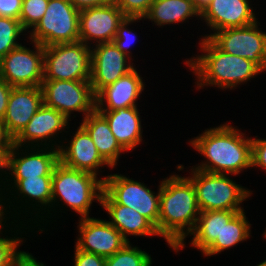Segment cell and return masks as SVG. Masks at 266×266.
<instances>
[{"label": "cell", "mask_w": 266, "mask_h": 266, "mask_svg": "<svg viewBox=\"0 0 266 266\" xmlns=\"http://www.w3.org/2000/svg\"><path fill=\"white\" fill-rule=\"evenodd\" d=\"M79 11L86 8L101 6L115 2V0H69Z\"/></svg>", "instance_id": "ab89813d"}, {"label": "cell", "mask_w": 266, "mask_h": 266, "mask_svg": "<svg viewBox=\"0 0 266 266\" xmlns=\"http://www.w3.org/2000/svg\"><path fill=\"white\" fill-rule=\"evenodd\" d=\"M128 242L121 250L106 258L105 266H152L149 253Z\"/></svg>", "instance_id": "f1b7e54d"}, {"label": "cell", "mask_w": 266, "mask_h": 266, "mask_svg": "<svg viewBox=\"0 0 266 266\" xmlns=\"http://www.w3.org/2000/svg\"><path fill=\"white\" fill-rule=\"evenodd\" d=\"M69 128L70 126L67 129L66 136L73 133L72 136H69L70 140L66 137L62 141L59 148L60 162L69 168L93 173L104 180L107 175L103 176L101 174L105 171H102L101 168L107 167L111 170L113 168L101 157L91 136L80 123L77 129H75L76 131L70 132Z\"/></svg>", "instance_id": "9a60e30c"}, {"label": "cell", "mask_w": 266, "mask_h": 266, "mask_svg": "<svg viewBox=\"0 0 266 266\" xmlns=\"http://www.w3.org/2000/svg\"><path fill=\"white\" fill-rule=\"evenodd\" d=\"M33 45H19L0 59V76L12 87L41 86L43 81L44 47L34 41Z\"/></svg>", "instance_id": "7c38bea8"}, {"label": "cell", "mask_w": 266, "mask_h": 266, "mask_svg": "<svg viewBox=\"0 0 266 266\" xmlns=\"http://www.w3.org/2000/svg\"><path fill=\"white\" fill-rule=\"evenodd\" d=\"M143 21L144 19L139 17H125L123 21L119 24L116 36L114 37L113 43L116 47L123 52L127 57H129L133 62L135 61L133 58L135 55H132L133 51H131V46L134 44L136 40H138V36L135 30H132L129 26L136 25L138 22Z\"/></svg>", "instance_id": "4dcf8cb0"}, {"label": "cell", "mask_w": 266, "mask_h": 266, "mask_svg": "<svg viewBox=\"0 0 266 266\" xmlns=\"http://www.w3.org/2000/svg\"><path fill=\"white\" fill-rule=\"evenodd\" d=\"M198 39L201 54L184 59L183 64L196 78L194 88L199 91L208 87L234 90L265 73L248 59L223 52L209 38Z\"/></svg>", "instance_id": "3957f363"}, {"label": "cell", "mask_w": 266, "mask_h": 266, "mask_svg": "<svg viewBox=\"0 0 266 266\" xmlns=\"http://www.w3.org/2000/svg\"><path fill=\"white\" fill-rule=\"evenodd\" d=\"M43 104L61 112L68 120L75 112L82 119L95 110V95L90 81L43 80Z\"/></svg>", "instance_id": "30bf717a"}, {"label": "cell", "mask_w": 266, "mask_h": 266, "mask_svg": "<svg viewBox=\"0 0 266 266\" xmlns=\"http://www.w3.org/2000/svg\"><path fill=\"white\" fill-rule=\"evenodd\" d=\"M79 14L69 0H49L41 20L28 33L26 40L43 47L79 41Z\"/></svg>", "instance_id": "9c48e42d"}, {"label": "cell", "mask_w": 266, "mask_h": 266, "mask_svg": "<svg viewBox=\"0 0 266 266\" xmlns=\"http://www.w3.org/2000/svg\"><path fill=\"white\" fill-rule=\"evenodd\" d=\"M59 162V149L12 144L5 156L4 179L52 176Z\"/></svg>", "instance_id": "4fadbf2b"}, {"label": "cell", "mask_w": 266, "mask_h": 266, "mask_svg": "<svg viewBox=\"0 0 266 266\" xmlns=\"http://www.w3.org/2000/svg\"><path fill=\"white\" fill-rule=\"evenodd\" d=\"M28 33L22 28L20 21L14 18L0 17V59L22 43ZM21 36V37H19ZM20 39V40H18Z\"/></svg>", "instance_id": "f546056e"}, {"label": "cell", "mask_w": 266, "mask_h": 266, "mask_svg": "<svg viewBox=\"0 0 266 266\" xmlns=\"http://www.w3.org/2000/svg\"><path fill=\"white\" fill-rule=\"evenodd\" d=\"M49 0H23L19 21L29 33L41 20L48 7Z\"/></svg>", "instance_id": "1f68e13d"}, {"label": "cell", "mask_w": 266, "mask_h": 266, "mask_svg": "<svg viewBox=\"0 0 266 266\" xmlns=\"http://www.w3.org/2000/svg\"><path fill=\"white\" fill-rule=\"evenodd\" d=\"M91 47L83 42L44 47L43 80L90 81Z\"/></svg>", "instance_id": "ba28073f"}, {"label": "cell", "mask_w": 266, "mask_h": 266, "mask_svg": "<svg viewBox=\"0 0 266 266\" xmlns=\"http://www.w3.org/2000/svg\"><path fill=\"white\" fill-rule=\"evenodd\" d=\"M12 145V139L7 135L2 120H0V154L5 158Z\"/></svg>", "instance_id": "60d3db41"}, {"label": "cell", "mask_w": 266, "mask_h": 266, "mask_svg": "<svg viewBox=\"0 0 266 266\" xmlns=\"http://www.w3.org/2000/svg\"><path fill=\"white\" fill-rule=\"evenodd\" d=\"M27 225L23 222H12L9 226L0 229V266H12L15 258L23 251L20 247L25 245L23 243L28 239L24 236L30 237L29 233L33 232V228Z\"/></svg>", "instance_id": "83f0119b"}, {"label": "cell", "mask_w": 266, "mask_h": 266, "mask_svg": "<svg viewBox=\"0 0 266 266\" xmlns=\"http://www.w3.org/2000/svg\"><path fill=\"white\" fill-rule=\"evenodd\" d=\"M125 17L114 2L80 10L79 41L90 47L113 42Z\"/></svg>", "instance_id": "e0dca14e"}, {"label": "cell", "mask_w": 266, "mask_h": 266, "mask_svg": "<svg viewBox=\"0 0 266 266\" xmlns=\"http://www.w3.org/2000/svg\"><path fill=\"white\" fill-rule=\"evenodd\" d=\"M77 224L78 236L75 246L79 250L108 258L128 243L107 219L84 217L79 218Z\"/></svg>", "instance_id": "2e32d148"}, {"label": "cell", "mask_w": 266, "mask_h": 266, "mask_svg": "<svg viewBox=\"0 0 266 266\" xmlns=\"http://www.w3.org/2000/svg\"><path fill=\"white\" fill-rule=\"evenodd\" d=\"M184 169L183 164L176 166L178 172L190 171L188 178L195 187L200 211L245 210L243 203L248 201L254 192L237 184L231 178L236 175L211 173L192 167Z\"/></svg>", "instance_id": "8992f818"}, {"label": "cell", "mask_w": 266, "mask_h": 266, "mask_svg": "<svg viewBox=\"0 0 266 266\" xmlns=\"http://www.w3.org/2000/svg\"><path fill=\"white\" fill-rule=\"evenodd\" d=\"M194 17L200 23L201 13L194 6L193 0H154L143 19L162 29L166 25L189 24V20Z\"/></svg>", "instance_id": "d4e9b609"}, {"label": "cell", "mask_w": 266, "mask_h": 266, "mask_svg": "<svg viewBox=\"0 0 266 266\" xmlns=\"http://www.w3.org/2000/svg\"><path fill=\"white\" fill-rule=\"evenodd\" d=\"M105 210L112 226H114L122 236L130 242V236L135 237H160L156 227L144 216L130 207L118 203H100Z\"/></svg>", "instance_id": "603a6c76"}, {"label": "cell", "mask_w": 266, "mask_h": 266, "mask_svg": "<svg viewBox=\"0 0 266 266\" xmlns=\"http://www.w3.org/2000/svg\"><path fill=\"white\" fill-rule=\"evenodd\" d=\"M12 222L13 221L10 220L6 209V194L4 191V186L3 183H0V229L9 226V224Z\"/></svg>", "instance_id": "f35d334b"}, {"label": "cell", "mask_w": 266, "mask_h": 266, "mask_svg": "<svg viewBox=\"0 0 266 266\" xmlns=\"http://www.w3.org/2000/svg\"><path fill=\"white\" fill-rule=\"evenodd\" d=\"M262 236H264V239H266V228H265V231L263 232Z\"/></svg>", "instance_id": "f6af8a7d"}, {"label": "cell", "mask_w": 266, "mask_h": 266, "mask_svg": "<svg viewBox=\"0 0 266 266\" xmlns=\"http://www.w3.org/2000/svg\"><path fill=\"white\" fill-rule=\"evenodd\" d=\"M136 65L113 42L99 43L91 47L90 84L96 95L102 88L114 83Z\"/></svg>", "instance_id": "ac0fdd59"}, {"label": "cell", "mask_w": 266, "mask_h": 266, "mask_svg": "<svg viewBox=\"0 0 266 266\" xmlns=\"http://www.w3.org/2000/svg\"><path fill=\"white\" fill-rule=\"evenodd\" d=\"M135 66L114 83L102 88L95 95V110L113 111L119 108L136 107L146 82Z\"/></svg>", "instance_id": "ffe728a7"}, {"label": "cell", "mask_w": 266, "mask_h": 266, "mask_svg": "<svg viewBox=\"0 0 266 266\" xmlns=\"http://www.w3.org/2000/svg\"><path fill=\"white\" fill-rule=\"evenodd\" d=\"M155 192L140 182L124 174H107L103 180L100 203H118L130 207L147 218L158 231L160 182Z\"/></svg>", "instance_id": "52a82bcc"}, {"label": "cell", "mask_w": 266, "mask_h": 266, "mask_svg": "<svg viewBox=\"0 0 266 266\" xmlns=\"http://www.w3.org/2000/svg\"><path fill=\"white\" fill-rule=\"evenodd\" d=\"M260 23L257 20L247 26L225 28L209 39L223 52L246 58L266 72V31Z\"/></svg>", "instance_id": "8fae6325"}, {"label": "cell", "mask_w": 266, "mask_h": 266, "mask_svg": "<svg viewBox=\"0 0 266 266\" xmlns=\"http://www.w3.org/2000/svg\"><path fill=\"white\" fill-rule=\"evenodd\" d=\"M51 185L52 176L4 179L3 186L6 194V209L10 219L13 222H23L30 225L33 231L37 229L33 233L37 234L38 232L41 235L42 232H47L48 229L46 227L52 224L50 223L52 203Z\"/></svg>", "instance_id": "277c9868"}, {"label": "cell", "mask_w": 266, "mask_h": 266, "mask_svg": "<svg viewBox=\"0 0 266 266\" xmlns=\"http://www.w3.org/2000/svg\"><path fill=\"white\" fill-rule=\"evenodd\" d=\"M42 105L41 86L13 87L2 120L7 135L13 140Z\"/></svg>", "instance_id": "44dd1931"}, {"label": "cell", "mask_w": 266, "mask_h": 266, "mask_svg": "<svg viewBox=\"0 0 266 266\" xmlns=\"http://www.w3.org/2000/svg\"><path fill=\"white\" fill-rule=\"evenodd\" d=\"M187 144L204 157L192 168L236 176L252 169V138L228 121L205 129Z\"/></svg>", "instance_id": "6da1fadb"}, {"label": "cell", "mask_w": 266, "mask_h": 266, "mask_svg": "<svg viewBox=\"0 0 266 266\" xmlns=\"http://www.w3.org/2000/svg\"><path fill=\"white\" fill-rule=\"evenodd\" d=\"M23 0H0V17L19 20Z\"/></svg>", "instance_id": "d590c367"}, {"label": "cell", "mask_w": 266, "mask_h": 266, "mask_svg": "<svg viewBox=\"0 0 266 266\" xmlns=\"http://www.w3.org/2000/svg\"><path fill=\"white\" fill-rule=\"evenodd\" d=\"M69 121L61 112L43 104L12 144L59 149L71 126Z\"/></svg>", "instance_id": "5bb4252c"}, {"label": "cell", "mask_w": 266, "mask_h": 266, "mask_svg": "<svg viewBox=\"0 0 266 266\" xmlns=\"http://www.w3.org/2000/svg\"><path fill=\"white\" fill-rule=\"evenodd\" d=\"M211 2V0H193L194 6L201 13L204 8Z\"/></svg>", "instance_id": "b9f144b4"}, {"label": "cell", "mask_w": 266, "mask_h": 266, "mask_svg": "<svg viewBox=\"0 0 266 266\" xmlns=\"http://www.w3.org/2000/svg\"><path fill=\"white\" fill-rule=\"evenodd\" d=\"M241 211L244 210L200 211L196 225L187 237L192 236V240L189 241L190 247L202 254L216 238H220L223 225Z\"/></svg>", "instance_id": "484cf974"}, {"label": "cell", "mask_w": 266, "mask_h": 266, "mask_svg": "<svg viewBox=\"0 0 266 266\" xmlns=\"http://www.w3.org/2000/svg\"><path fill=\"white\" fill-rule=\"evenodd\" d=\"M12 266H46L42 261L37 260L32 253L22 251L14 260Z\"/></svg>", "instance_id": "74e56055"}, {"label": "cell", "mask_w": 266, "mask_h": 266, "mask_svg": "<svg viewBox=\"0 0 266 266\" xmlns=\"http://www.w3.org/2000/svg\"><path fill=\"white\" fill-rule=\"evenodd\" d=\"M79 122L89 133L101 157L113 168L117 169L121 154L127 152L117 141L107 120L94 110Z\"/></svg>", "instance_id": "cb8c5ba5"}, {"label": "cell", "mask_w": 266, "mask_h": 266, "mask_svg": "<svg viewBox=\"0 0 266 266\" xmlns=\"http://www.w3.org/2000/svg\"><path fill=\"white\" fill-rule=\"evenodd\" d=\"M253 5L256 4L252 0H211L200 17L205 27L209 28V34L200 36L210 38L216 31L225 28L254 24L259 18Z\"/></svg>", "instance_id": "d6986e66"}, {"label": "cell", "mask_w": 266, "mask_h": 266, "mask_svg": "<svg viewBox=\"0 0 266 266\" xmlns=\"http://www.w3.org/2000/svg\"><path fill=\"white\" fill-rule=\"evenodd\" d=\"M181 175L173 172L160 181L158 233L177 254L187 247L185 240L200 213L195 187L187 176Z\"/></svg>", "instance_id": "7a4b0ae2"}, {"label": "cell", "mask_w": 266, "mask_h": 266, "mask_svg": "<svg viewBox=\"0 0 266 266\" xmlns=\"http://www.w3.org/2000/svg\"><path fill=\"white\" fill-rule=\"evenodd\" d=\"M51 188V221L53 223L59 212L61 216L57 219L62 217L64 210L75 212L80 216L79 218L90 217L93 202L100 205L103 180L93 173L72 169L59 162L52 174Z\"/></svg>", "instance_id": "5b68a950"}, {"label": "cell", "mask_w": 266, "mask_h": 266, "mask_svg": "<svg viewBox=\"0 0 266 266\" xmlns=\"http://www.w3.org/2000/svg\"><path fill=\"white\" fill-rule=\"evenodd\" d=\"M246 211L238 212L227 224L223 225L220 238L202 253L203 257H213L230 248L236 247L252 237L251 226Z\"/></svg>", "instance_id": "4316f807"}, {"label": "cell", "mask_w": 266, "mask_h": 266, "mask_svg": "<svg viewBox=\"0 0 266 266\" xmlns=\"http://www.w3.org/2000/svg\"><path fill=\"white\" fill-rule=\"evenodd\" d=\"M12 86H10L1 76H0V120H3L7 104L8 98L12 90Z\"/></svg>", "instance_id": "8d00e7d4"}, {"label": "cell", "mask_w": 266, "mask_h": 266, "mask_svg": "<svg viewBox=\"0 0 266 266\" xmlns=\"http://www.w3.org/2000/svg\"><path fill=\"white\" fill-rule=\"evenodd\" d=\"M154 0H115L126 17L143 18L149 11Z\"/></svg>", "instance_id": "d6a6232c"}, {"label": "cell", "mask_w": 266, "mask_h": 266, "mask_svg": "<svg viewBox=\"0 0 266 266\" xmlns=\"http://www.w3.org/2000/svg\"><path fill=\"white\" fill-rule=\"evenodd\" d=\"M139 106L119 108L113 111H98L108 122L111 132L119 144L127 151L132 152L143 144L142 116Z\"/></svg>", "instance_id": "7402d4cb"}, {"label": "cell", "mask_w": 266, "mask_h": 266, "mask_svg": "<svg viewBox=\"0 0 266 266\" xmlns=\"http://www.w3.org/2000/svg\"><path fill=\"white\" fill-rule=\"evenodd\" d=\"M5 158L0 154V183L4 182Z\"/></svg>", "instance_id": "7bdbcfd3"}, {"label": "cell", "mask_w": 266, "mask_h": 266, "mask_svg": "<svg viewBox=\"0 0 266 266\" xmlns=\"http://www.w3.org/2000/svg\"><path fill=\"white\" fill-rule=\"evenodd\" d=\"M106 258L96 255L94 253L79 250L74 245V266H105Z\"/></svg>", "instance_id": "e575fe53"}, {"label": "cell", "mask_w": 266, "mask_h": 266, "mask_svg": "<svg viewBox=\"0 0 266 266\" xmlns=\"http://www.w3.org/2000/svg\"><path fill=\"white\" fill-rule=\"evenodd\" d=\"M256 167V168H255ZM266 172V138L252 137V169ZM262 168V169H261Z\"/></svg>", "instance_id": "836d02e7"}, {"label": "cell", "mask_w": 266, "mask_h": 266, "mask_svg": "<svg viewBox=\"0 0 266 266\" xmlns=\"http://www.w3.org/2000/svg\"><path fill=\"white\" fill-rule=\"evenodd\" d=\"M255 266H266V259L260 262L259 264H256Z\"/></svg>", "instance_id": "ee69618b"}]
</instances>
